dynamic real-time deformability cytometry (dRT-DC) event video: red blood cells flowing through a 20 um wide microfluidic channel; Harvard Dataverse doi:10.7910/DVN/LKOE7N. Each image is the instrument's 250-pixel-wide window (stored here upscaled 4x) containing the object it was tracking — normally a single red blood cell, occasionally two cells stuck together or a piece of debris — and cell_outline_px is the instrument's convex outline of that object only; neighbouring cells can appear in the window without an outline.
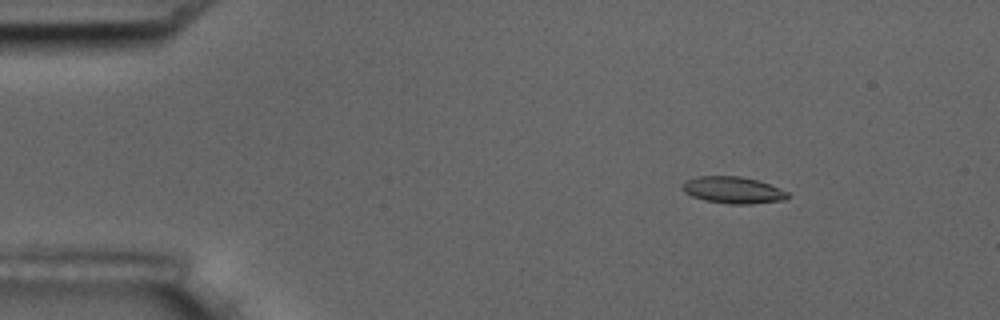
{"species": "common noctule bat (a hibernating species)", "species_latin": "Nyctalus noctula", "temperature_condition": "room temperature", "stored_images_in_passage": 5, "camera_frame_rate_fps": 3000, "um_per_image_px": 0.085, "animal": {"sex": "male", "body_mass_g": 17.5, "forearm_length_mm": 52.3}, "frame": {"image": 1, "passage_image": 2, "time_ms": 2.0, "image_size_px": [1000, 320], "cell_outline_px": [[788, 196], [784, 200], [752, 204], [728, 204], [704, 200], [692, 196], [684, 192], [680, 188], [688, 180], [696, 176], [740, 176], [756, 180], [780, 188], [788, 192]], "centroid_in_image_um": [62.29, 16.16], "position_along_channel_um": 22.7, "area_um2": 16.36}}
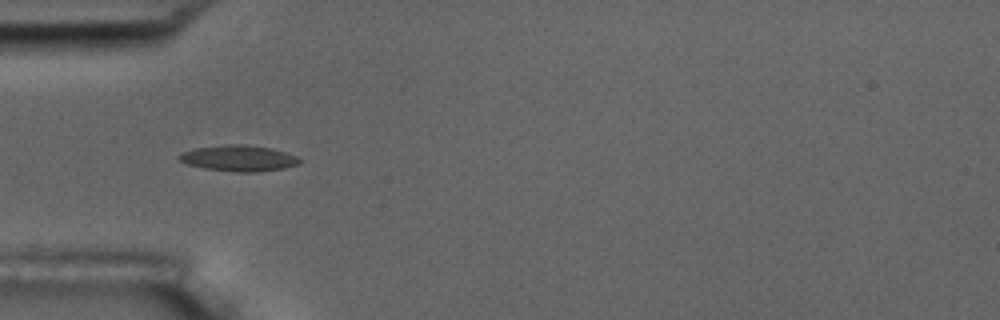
{"frame": {"image": 2, "passage_image": 4, "time_ms": 5.333, "image_size_px": [1000, 320], "cell_outline_px": [[300, 164], [284, 168], [256, 172], [236, 172], [204, 168], [188, 164], [180, 160], [176, 156], [184, 152], [196, 148], [224, 144], [244, 144], [272, 148], [296, 156], [300, 160]], "centroid_in_image_um": [20.3, 13.45], "position_along_channel_um": 64.7, "area_um2": 18.15}}